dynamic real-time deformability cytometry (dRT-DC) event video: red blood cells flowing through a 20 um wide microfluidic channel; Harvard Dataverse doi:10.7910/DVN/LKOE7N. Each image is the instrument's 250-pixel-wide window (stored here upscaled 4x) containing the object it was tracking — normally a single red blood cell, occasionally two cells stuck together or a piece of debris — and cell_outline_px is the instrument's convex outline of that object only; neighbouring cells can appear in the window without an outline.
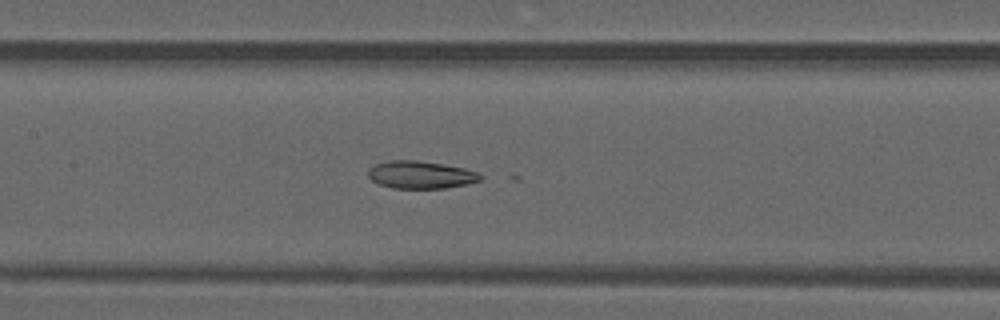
{"species": "common noctule bat (a hibernating species)", "species_latin": "Nyctalus noctula", "temperature_condition": "warm", "stored_images_in_passage": 39, "camera_frame_rate_fps": 3000, "um_per_image_px": 0.085, "animal": {"sex": "male", "forearm_length_mm": 52.5}, "frame": {"image": 1, "passage_image": 19, "time_ms": 6.0, "image_size_px": [1000, 320], "cell_outline_px": [[484, 176], [480, 180], [464, 184], [444, 188], [392, 188], [380, 184], [372, 180], [368, 176], [368, 168], [376, 164], [388, 160], [416, 160], [464, 168], [480, 172]], "centroid_in_image_um": [35.75, 14.85], "position_along_channel_um": 171.6, "area_um2": 17.92}}
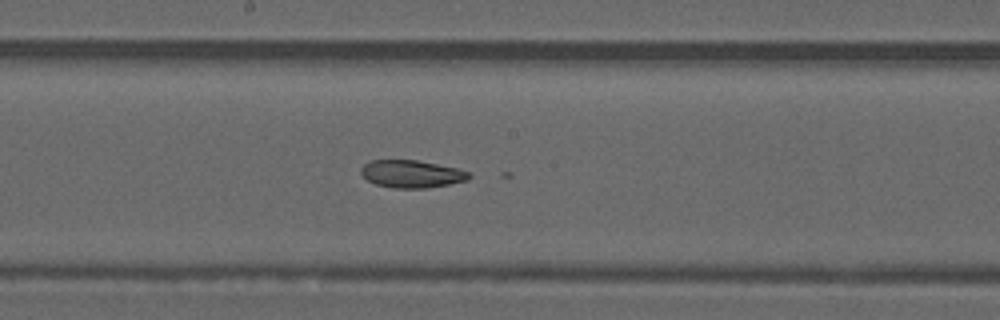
{"frame": {"image": 2, "passage_image": 22, "time_ms": 7.0, "image_size_px": [1000, 320], "cell_outline_px": [[472, 176], [468, 180], [448, 184], [424, 188], [392, 188], [376, 184], [368, 180], [360, 172], [360, 168], [364, 164], [372, 160], [416, 160], [456, 168], [468, 172]], "centroid_in_image_um": [34.97, 14.78], "position_along_channel_um": 213.2, "area_um2": 17.17}}
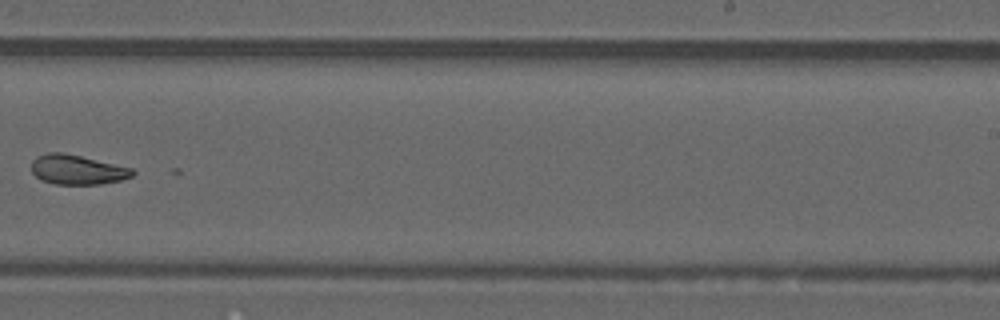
{"frame": {"image": 3, "passage_image": 27, "time_ms": 8.667, "image_size_px": [1000, 320], "cell_outline_px": [[136, 172], [132, 176], [120, 180], [100, 184], [56, 184], [40, 180], [32, 172], [32, 160], [36, 156], [48, 152], [64, 152], [132, 168]], "centroid_in_image_um": [6.54, 14.41], "position_along_channel_um": 282.5, "area_um2": 17.46}}